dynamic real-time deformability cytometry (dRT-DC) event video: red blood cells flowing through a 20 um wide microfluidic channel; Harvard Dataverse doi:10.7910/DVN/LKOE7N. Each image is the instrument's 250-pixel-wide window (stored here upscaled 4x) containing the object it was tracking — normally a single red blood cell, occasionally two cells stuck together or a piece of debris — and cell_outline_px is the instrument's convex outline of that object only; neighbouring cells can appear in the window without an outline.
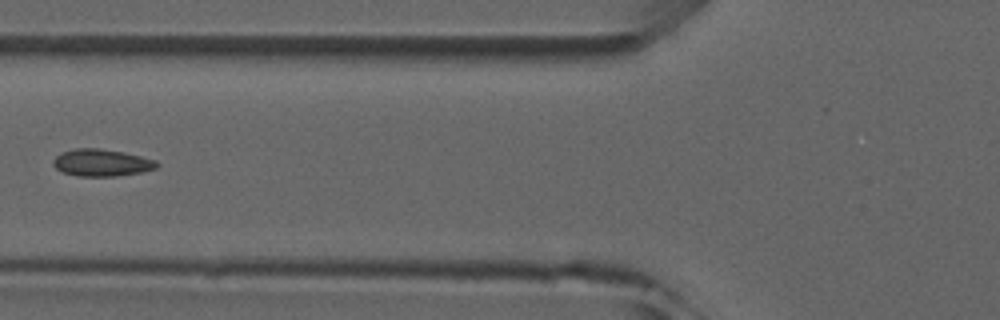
{"species": "common noctule bat (a hibernating species)", "species_latin": "Nyctalus noctula", "temperature_condition": "room temperature", "stored_images_in_passage": 4, "camera_frame_rate_fps": 3000, "um_per_image_px": 0.085, "animal": {"sex": "male", "forearm_length_mm": 52.5}, "frame": {"image": 1, "passage_image": 3, "time_ms": 3.0, "image_size_px": [1000, 320], "cell_outline_px": [[160, 164], [156, 168], [140, 172], [116, 176], [80, 176], [64, 172], [56, 168], [52, 164], [52, 160], [60, 152], [76, 148], [100, 148], [124, 152], [156, 160]], "centroid_in_image_um": [8.63, 13.82], "position_along_channel_um": 117.2, "area_um2": 16.36}}
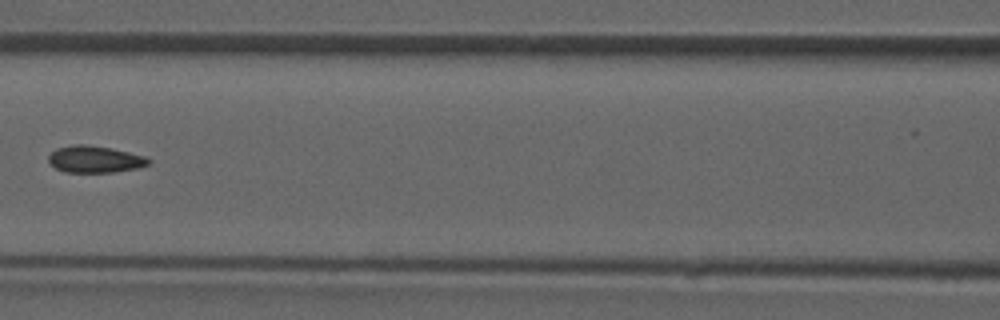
{"frame": {"image": 2, "passage_image": 4, "time_ms": 4.0, "image_size_px": [1000, 320], "cell_outline_px": [[152, 160], [148, 164], [136, 168], [112, 172], [64, 172], [56, 168], [48, 160], [48, 156], [56, 148], [72, 144], [88, 144], [112, 148], [148, 156]], "centroid_in_image_um": [8.08, 13.52], "position_along_channel_um": 158.5, "area_um2": 15.78}}